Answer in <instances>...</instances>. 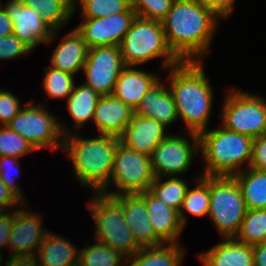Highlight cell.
<instances>
[{
	"label": "cell",
	"mask_w": 266,
	"mask_h": 266,
	"mask_svg": "<svg viewBox=\"0 0 266 266\" xmlns=\"http://www.w3.org/2000/svg\"><path fill=\"white\" fill-rule=\"evenodd\" d=\"M219 19L196 0H174L161 23L169 48L188 62L202 61L208 54Z\"/></svg>",
	"instance_id": "obj_1"
},
{
	"label": "cell",
	"mask_w": 266,
	"mask_h": 266,
	"mask_svg": "<svg viewBox=\"0 0 266 266\" xmlns=\"http://www.w3.org/2000/svg\"><path fill=\"white\" fill-rule=\"evenodd\" d=\"M169 70L167 85L176 105L178 119L183 120L187 132L199 134L207 130L214 92L202 61L180 62Z\"/></svg>",
	"instance_id": "obj_2"
},
{
	"label": "cell",
	"mask_w": 266,
	"mask_h": 266,
	"mask_svg": "<svg viewBox=\"0 0 266 266\" xmlns=\"http://www.w3.org/2000/svg\"><path fill=\"white\" fill-rule=\"evenodd\" d=\"M73 132L64 136L63 149L72 161L76 178L95 192L107 191L119 137L101 134L84 139Z\"/></svg>",
	"instance_id": "obj_3"
},
{
	"label": "cell",
	"mask_w": 266,
	"mask_h": 266,
	"mask_svg": "<svg viewBox=\"0 0 266 266\" xmlns=\"http://www.w3.org/2000/svg\"><path fill=\"white\" fill-rule=\"evenodd\" d=\"M199 151L205 158V171L201 176H234L245 163L249 167L252 158L253 138L229 131L223 126L204 130L198 134Z\"/></svg>",
	"instance_id": "obj_4"
},
{
	"label": "cell",
	"mask_w": 266,
	"mask_h": 266,
	"mask_svg": "<svg viewBox=\"0 0 266 266\" xmlns=\"http://www.w3.org/2000/svg\"><path fill=\"white\" fill-rule=\"evenodd\" d=\"M119 47L126 66L136 67L160 57L165 58L162 69L168 70L181 62L167 44L162 23L156 20L136 17Z\"/></svg>",
	"instance_id": "obj_5"
},
{
	"label": "cell",
	"mask_w": 266,
	"mask_h": 266,
	"mask_svg": "<svg viewBox=\"0 0 266 266\" xmlns=\"http://www.w3.org/2000/svg\"><path fill=\"white\" fill-rule=\"evenodd\" d=\"M88 201V209L96 227V241L118 251L126 259L133 256L141 247L127 226L123 206L113 197L95 192Z\"/></svg>",
	"instance_id": "obj_6"
},
{
	"label": "cell",
	"mask_w": 266,
	"mask_h": 266,
	"mask_svg": "<svg viewBox=\"0 0 266 266\" xmlns=\"http://www.w3.org/2000/svg\"><path fill=\"white\" fill-rule=\"evenodd\" d=\"M33 102L30 99L7 126L27 139L37 151L42 148L53 151L60 147L63 149L64 136L71 134V130L49 113L44 105H34Z\"/></svg>",
	"instance_id": "obj_7"
},
{
	"label": "cell",
	"mask_w": 266,
	"mask_h": 266,
	"mask_svg": "<svg viewBox=\"0 0 266 266\" xmlns=\"http://www.w3.org/2000/svg\"><path fill=\"white\" fill-rule=\"evenodd\" d=\"M247 208L234 176H210L209 218L223 238L238 233Z\"/></svg>",
	"instance_id": "obj_8"
},
{
	"label": "cell",
	"mask_w": 266,
	"mask_h": 266,
	"mask_svg": "<svg viewBox=\"0 0 266 266\" xmlns=\"http://www.w3.org/2000/svg\"><path fill=\"white\" fill-rule=\"evenodd\" d=\"M224 99L221 126L254 138L266 135V100L259 95L231 90Z\"/></svg>",
	"instance_id": "obj_9"
},
{
	"label": "cell",
	"mask_w": 266,
	"mask_h": 266,
	"mask_svg": "<svg viewBox=\"0 0 266 266\" xmlns=\"http://www.w3.org/2000/svg\"><path fill=\"white\" fill-rule=\"evenodd\" d=\"M155 176L150 156L138 153L118 142L110 181L118 191H101L109 196L142 193L149 190Z\"/></svg>",
	"instance_id": "obj_10"
},
{
	"label": "cell",
	"mask_w": 266,
	"mask_h": 266,
	"mask_svg": "<svg viewBox=\"0 0 266 266\" xmlns=\"http://www.w3.org/2000/svg\"><path fill=\"white\" fill-rule=\"evenodd\" d=\"M188 133L193 141L184 135L171 134L155 147L150 156L155 178L176 176L189 170L193 155L199 152V136Z\"/></svg>",
	"instance_id": "obj_11"
},
{
	"label": "cell",
	"mask_w": 266,
	"mask_h": 266,
	"mask_svg": "<svg viewBox=\"0 0 266 266\" xmlns=\"http://www.w3.org/2000/svg\"><path fill=\"white\" fill-rule=\"evenodd\" d=\"M125 63L119 46H101L89 49L83 72L84 84L100 96L112 95L115 83Z\"/></svg>",
	"instance_id": "obj_12"
},
{
	"label": "cell",
	"mask_w": 266,
	"mask_h": 266,
	"mask_svg": "<svg viewBox=\"0 0 266 266\" xmlns=\"http://www.w3.org/2000/svg\"><path fill=\"white\" fill-rule=\"evenodd\" d=\"M137 14L132 7L126 12L101 18H83L75 29L89 49L101 46H119Z\"/></svg>",
	"instance_id": "obj_13"
},
{
	"label": "cell",
	"mask_w": 266,
	"mask_h": 266,
	"mask_svg": "<svg viewBox=\"0 0 266 266\" xmlns=\"http://www.w3.org/2000/svg\"><path fill=\"white\" fill-rule=\"evenodd\" d=\"M3 8L12 21L13 34L32 50L41 43H51L57 37L58 31H53L39 12L25 6L22 0H8Z\"/></svg>",
	"instance_id": "obj_14"
},
{
	"label": "cell",
	"mask_w": 266,
	"mask_h": 266,
	"mask_svg": "<svg viewBox=\"0 0 266 266\" xmlns=\"http://www.w3.org/2000/svg\"><path fill=\"white\" fill-rule=\"evenodd\" d=\"M29 211L21 208L13 211V223L8 244L12 253L9 255L35 256L48 233L47 229L42 227L41 215Z\"/></svg>",
	"instance_id": "obj_15"
},
{
	"label": "cell",
	"mask_w": 266,
	"mask_h": 266,
	"mask_svg": "<svg viewBox=\"0 0 266 266\" xmlns=\"http://www.w3.org/2000/svg\"><path fill=\"white\" fill-rule=\"evenodd\" d=\"M122 206L127 226L141 247H156L164 244L156 235L151 225L146 206L145 191L135 194L113 196Z\"/></svg>",
	"instance_id": "obj_16"
},
{
	"label": "cell",
	"mask_w": 266,
	"mask_h": 266,
	"mask_svg": "<svg viewBox=\"0 0 266 266\" xmlns=\"http://www.w3.org/2000/svg\"><path fill=\"white\" fill-rule=\"evenodd\" d=\"M165 129L166 127L155 119L134 112L126 129L119 136V142L138 153L151 156L155 147L170 135Z\"/></svg>",
	"instance_id": "obj_17"
},
{
	"label": "cell",
	"mask_w": 266,
	"mask_h": 266,
	"mask_svg": "<svg viewBox=\"0 0 266 266\" xmlns=\"http://www.w3.org/2000/svg\"><path fill=\"white\" fill-rule=\"evenodd\" d=\"M159 80L155 74L125 66L118 76L112 95L135 111L144 95Z\"/></svg>",
	"instance_id": "obj_18"
},
{
	"label": "cell",
	"mask_w": 266,
	"mask_h": 266,
	"mask_svg": "<svg viewBox=\"0 0 266 266\" xmlns=\"http://www.w3.org/2000/svg\"><path fill=\"white\" fill-rule=\"evenodd\" d=\"M145 206L155 235L163 243H179L183 232L178 211L155 197L149 190L145 191Z\"/></svg>",
	"instance_id": "obj_19"
},
{
	"label": "cell",
	"mask_w": 266,
	"mask_h": 266,
	"mask_svg": "<svg viewBox=\"0 0 266 266\" xmlns=\"http://www.w3.org/2000/svg\"><path fill=\"white\" fill-rule=\"evenodd\" d=\"M134 113L128 105L113 95L101 96L97 102L93 121L103 135L119 137L129 124Z\"/></svg>",
	"instance_id": "obj_20"
},
{
	"label": "cell",
	"mask_w": 266,
	"mask_h": 266,
	"mask_svg": "<svg viewBox=\"0 0 266 266\" xmlns=\"http://www.w3.org/2000/svg\"><path fill=\"white\" fill-rule=\"evenodd\" d=\"M159 80L144 95L142 102L135 109L137 115L152 118L169 127L178 120L176 105L168 86Z\"/></svg>",
	"instance_id": "obj_21"
},
{
	"label": "cell",
	"mask_w": 266,
	"mask_h": 266,
	"mask_svg": "<svg viewBox=\"0 0 266 266\" xmlns=\"http://www.w3.org/2000/svg\"><path fill=\"white\" fill-rule=\"evenodd\" d=\"M199 260L203 266H254L253 246L234 238H225L208 251L202 252Z\"/></svg>",
	"instance_id": "obj_22"
},
{
	"label": "cell",
	"mask_w": 266,
	"mask_h": 266,
	"mask_svg": "<svg viewBox=\"0 0 266 266\" xmlns=\"http://www.w3.org/2000/svg\"><path fill=\"white\" fill-rule=\"evenodd\" d=\"M89 48L83 37L73 29L53 50L51 65L61 71L76 75L83 69Z\"/></svg>",
	"instance_id": "obj_23"
},
{
	"label": "cell",
	"mask_w": 266,
	"mask_h": 266,
	"mask_svg": "<svg viewBox=\"0 0 266 266\" xmlns=\"http://www.w3.org/2000/svg\"><path fill=\"white\" fill-rule=\"evenodd\" d=\"M35 256L38 266H73L78 264L79 251L69 240L48 231Z\"/></svg>",
	"instance_id": "obj_24"
},
{
	"label": "cell",
	"mask_w": 266,
	"mask_h": 266,
	"mask_svg": "<svg viewBox=\"0 0 266 266\" xmlns=\"http://www.w3.org/2000/svg\"><path fill=\"white\" fill-rule=\"evenodd\" d=\"M181 243L144 247L127 259V266H180L186 251Z\"/></svg>",
	"instance_id": "obj_25"
},
{
	"label": "cell",
	"mask_w": 266,
	"mask_h": 266,
	"mask_svg": "<svg viewBox=\"0 0 266 266\" xmlns=\"http://www.w3.org/2000/svg\"><path fill=\"white\" fill-rule=\"evenodd\" d=\"M234 175L247 209H266V172L246 167Z\"/></svg>",
	"instance_id": "obj_26"
},
{
	"label": "cell",
	"mask_w": 266,
	"mask_h": 266,
	"mask_svg": "<svg viewBox=\"0 0 266 266\" xmlns=\"http://www.w3.org/2000/svg\"><path fill=\"white\" fill-rule=\"evenodd\" d=\"M100 95L82 82L75 85L72 94L67 98V108L74 120V130L78 131L88 120H93L95 108Z\"/></svg>",
	"instance_id": "obj_27"
},
{
	"label": "cell",
	"mask_w": 266,
	"mask_h": 266,
	"mask_svg": "<svg viewBox=\"0 0 266 266\" xmlns=\"http://www.w3.org/2000/svg\"><path fill=\"white\" fill-rule=\"evenodd\" d=\"M23 4L39 12L42 20L59 31L74 13V0H22Z\"/></svg>",
	"instance_id": "obj_28"
},
{
	"label": "cell",
	"mask_w": 266,
	"mask_h": 266,
	"mask_svg": "<svg viewBox=\"0 0 266 266\" xmlns=\"http://www.w3.org/2000/svg\"><path fill=\"white\" fill-rule=\"evenodd\" d=\"M197 184L194 189H187L185 198L178 211L179 219L183 227L187 224L185 211L193 216H207L210 209V176L197 177ZM185 213V214H184Z\"/></svg>",
	"instance_id": "obj_29"
},
{
	"label": "cell",
	"mask_w": 266,
	"mask_h": 266,
	"mask_svg": "<svg viewBox=\"0 0 266 266\" xmlns=\"http://www.w3.org/2000/svg\"><path fill=\"white\" fill-rule=\"evenodd\" d=\"M234 239L252 246L266 242V209H247Z\"/></svg>",
	"instance_id": "obj_30"
},
{
	"label": "cell",
	"mask_w": 266,
	"mask_h": 266,
	"mask_svg": "<svg viewBox=\"0 0 266 266\" xmlns=\"http://www.w3.org/2000/svg\"><path fill=\"white\" fill-rule=\"evenodd\" d=\"M125 261L118 251L96 240L94 245L79 250V266H127Z\"/></svg>",
	"instance_id": "obj_31"
},
{
	"label": "cell",
	"mask_w": 266,
	"mask_h": 266,
	"mask_svg": "<svg viewBox=\"0 0 266 266\" xmlns=\"http://www.w3.org/2000/svg\"><path fill=\"white\" fill-rule=\"evenodd\" d=\"M162 179L163 177H156L149 191L163 203L179 211L185 198L188 184L177 176H168L165 181H162Z\"/></svg>",
	"instance_id": "obj_32"
},
{
	"label": "cell",
	"mask_w": 266,
	"mask_h": 266,
	"mask_svg": "<svg viewBox=\"0 0 266 266\" xmlns=\"http://www.w3.org/2000/svg\"><path fill=\"white\" fill-rule=\"evenodd\" d=\"M78 0H74V12ZM82 18H101L126 12L131 0H79Z\"/></svg>",
	"instance_id": "obj_33"
},
{
	"label": "cell",
	"mask_w": 266,
	"mask_h": 266,
	"mask_svg": "<svg viewBox=\"0 0 266 266\" xmlns=\"http://www.w3.org/2000/svg\"><path fill=\"white\" fill-rule=\"evenodd\" d=\"M46 76L43 81L44 91L49 98H68L75 87L74 75L52 66L43 68Z\"/></svg>",
	"instance_id": "obj_34"
},
{
	"label": "cell",
	"mask_w": 266,
	"mask_h": 266,
	"mask_svg": "<svg viewBox=\"0 0 266 266\" xmlns=\"http://www.w3.org/2000/svg\"><path fill=\"white\" fill-rule=\"evenodd\" d=\"M34 151L37 150L27 139L11 130L7 125H0V157L20 158Z\"/></svg>",
	"instance_id": "obj_35"
},
{
	"label": "cell",
	"mask_w": 266,
	"mask_h": 266,
	"mask_svg": "<svg viewBox=\"0 0 266 266\" xmlns=\"http://www.w3.org/2000/svg\"><path fill=\"white\" fill-rule=\"evenodd\" d=\"M174 0H131V7L137 17L162 21L172 7Z\"/></svg>",
	"instance_id": "obj_36"
},
{
	"label": "cell",
	"mask_w": 266,
	"mask_h": 266,
	"mask_svg": "<svg viewBox=\"0 0 266 266\" xmlns=\"http://www.w3.org/2000/svg\"><path fill=\"white\" fill-rule=\"evenodd\" d=\"M18 161V158L15 157H0V179L25 204L26 201H24L25 198H23L21 188L15 182V179L18 175L14 177L11 173L13 170H21Z\"/></svg>",
	"instance_id": "obj_37"
},
{
	"label": "cell",
	"mask_w": 266,
	"mask_h": 266,
	"mask_svg": "<svg viewBox=\"0 0 266 266\" xmlns=\"http://www.w3.org/2000/svg\"><path fill=\"white\" fill-rule=\"evenodd\" d=\"M30 52L32 49L13 33L0 37V60H14Z\"/></svg>",
	"instance_id": "obj_38"
},
{
	"label": "cell",
	"mask_w": 266,
	"mask_h": 266,
	"mask_svg": "<svg viewBox=\"0 0 266 266\" xmlns=\"http://www.w3.org/2000/svg\"><path fill=\"white\" fill-rule=\"evenodd\" d=\"M20 100L10 91L0 89V124L6 126L23 108Z\"/></svg>",
	"instance_id": "obj_39"
},
{
	"label": "cell",
	"mask_w": 266,
	"mask_h": 266,
	"mask_svg": "<svg viewBox=\"0 0 266 266\" xmlns=\"http://www.w3.org/2000/svg\"><path fill=\"white\" fill-rule=\"evenodd\" d=\"M249 167L266 172V135L253 139Z\"/></svg>",
	"instance_id": "obj_40"
},
{
	"label": "cell",
	"mask_w": 266,
	"mask_h": 266,
	"mask_svg": "<svg viewBox=\"0 0 266 266\" xmlns=\"http://www.w3.org/2000/svg\"><path fill=\"white\" fill-rule=\"evenodd\" d=\"M206 9L211 10L220 19H227L233 11L235 0H196Z\"/></svg>",
	"instance_id": "obj_41"
},
{
	"label": "cell",
	"mask_w": 266,
	"mask_h": 266,
	"mask_svg": "<svg viewBox=\"0 0 266 266\" xmlns=\"http://www.w3.org/2000/svg\"><path fill=\"white\" fill-rule=\"evenodd\" d=\"M13 223V212H6L0 217V249L9 244L11 226ZM1 251V250H0ZM3 252H0V265L3 258Z\"/></svg>",
	"instance_id": "obj_42"
},
{
	"label": "cell",
	"mask_w": 266,
	"mask_h": 266,
	"mask_svg": "<svg viewBox=\"0 0 266 266\" xmlns=\"http://www.w3.org/2000/svg\"><path fill=\"white\" fill-rule=\"evenodd\" d=\"M25 206L24 204L0 179V209L5 211L6 207Z\"/></svg>",
	"instance_id": "obj_43"
},
{
	"label": "cell",
	"mask_w": 266,
	"mask_h": 266,
	"mask_svg": "<svg viewBox=\"0 0 266 266\" xmlns=\"http://www.w3.org/2000/svg\"><path fill=\"white\" fill-rule=\"evenodd\" d=\"M8 259L5 266H38L36 256L9 255Z\"/></svg>",
	"instance_id": "obj_44"
},
{
	"label": "cell",
	"mask_w": 266,
	"mask_h": 266,
	"mask_svg": "<svg viewBox=\"0 0 266 266\" xmlns=\"http://www.w3.org/2000/svg\"><path fill=\"white\" fill-rule=\"evenodd\" d=\"M13 33V24L6 10L0 3V37Z\"/></svg>",
	"instance_id": "obj_45"
},
{
	"label": "cell",
	"mask_w": 266,
	"mask_h": 266,
	"mask_svg": "<svg viewBox=\"0 0 266 266\" xmlns=\"http://www.w3.org/2000/svg\"><path fill=\"white\" fill-rule=\"evenodd\" d=\"M254 266H266V242L253 245Z\"/></svg>",
	"instance_id": "obj_46"
},
{
	"label": "cell",
	"mask_w": 266,
	"mask_h": 266,
	"mask_svg": "<svg viewBox=\"0 0 266 266\" xmlns=\"http://www.w3.org/2000/svg\"><path fill=\"white\" fill-rule=\"evenodd\" d=\"M5 212L0 209V217L4 214Z\"/></svg>",
	"instance_id": "obj_47"
}]
</instances>
